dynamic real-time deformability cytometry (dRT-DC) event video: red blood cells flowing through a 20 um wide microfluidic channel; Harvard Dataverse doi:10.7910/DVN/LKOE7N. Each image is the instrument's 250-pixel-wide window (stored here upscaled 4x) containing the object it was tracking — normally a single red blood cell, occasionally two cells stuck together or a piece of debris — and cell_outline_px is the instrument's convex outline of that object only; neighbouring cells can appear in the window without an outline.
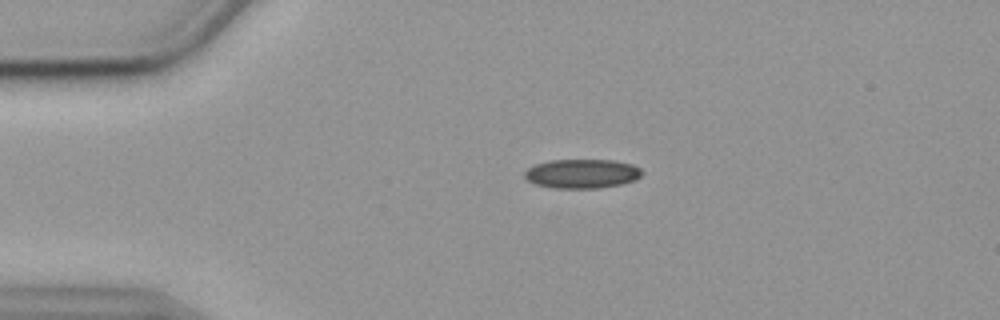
{"species": "common noctule bat (a hibernating species)", "species_latin": "Nyctalus noctula", "temperature_condition": "cold", "stored_images_in_passage": 49, "camera_frame_rate_fps": 3000, "um_per_image_px": 0.085, "animal": {"sex": "female", "body_mass_g": 19.9}, "frame": {"image": 1, "passage_image": 5, "time_ms": 1.333, "image_size_px": [1000, 320], "cell_outline_px": [[644, 172], [636, 180], [620, 184], [600, 188], [552, 188], [536, 184], [528, 180], [524, 176], [524, 172], [528, 168], [536, 164], [552, 160], [612, 160], [632, 164], [640, 168]], "centroid_in_image_um": [49.49, 14.76], "position_along_channel_um": 35.5, "area_um2": 19.94}}
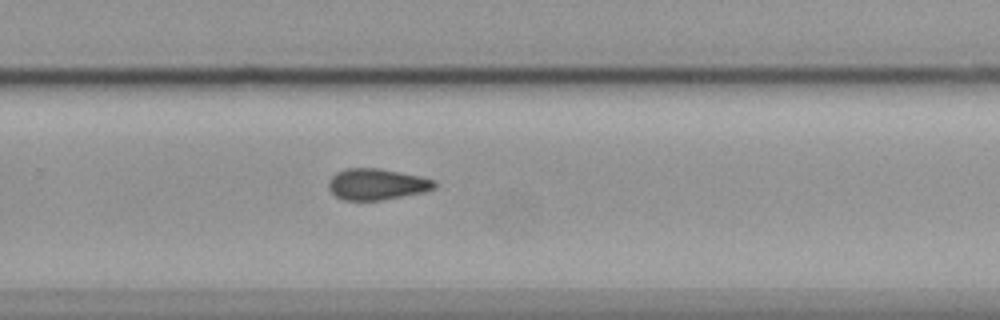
{"frame": {"image": 2, "passage_image": 30, "time_ms": 9.667, "image_size_px": [1000, 320], "cell_outline_px": [[436, 188], [424, 192], [384, 200], [344, 200], [336, 196], [328, 188], [328, 180], [336, 172], [348, 168], [380, 168], [420, 176], [436, 180]], "centroid_in_image_um": [32.04, 15.66], "position_along_channel_um": 297.8, "area_um2": 19.42}}
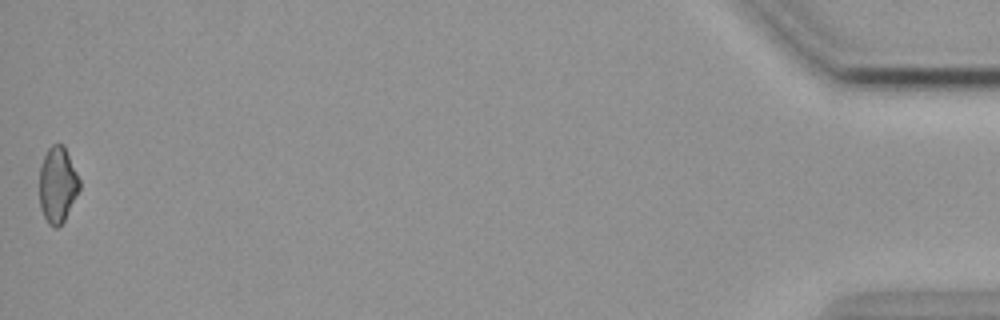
{"frame": {"image": 3, "passage_image": 49, "time_ms": 16.0, "image_size_px": [1000, 320], "cell_outline_px": [[80, 188], [64, 220], [56, 228], [48, 224], [40, 208], [40, 168], [44, 156], [48, 148], [52, 144], [64, 144], [80, 180]], "centroid_in_image_um": [4.89, 15.68], "position_along_channel_um": 430.3, "area_um2": 17.57}}